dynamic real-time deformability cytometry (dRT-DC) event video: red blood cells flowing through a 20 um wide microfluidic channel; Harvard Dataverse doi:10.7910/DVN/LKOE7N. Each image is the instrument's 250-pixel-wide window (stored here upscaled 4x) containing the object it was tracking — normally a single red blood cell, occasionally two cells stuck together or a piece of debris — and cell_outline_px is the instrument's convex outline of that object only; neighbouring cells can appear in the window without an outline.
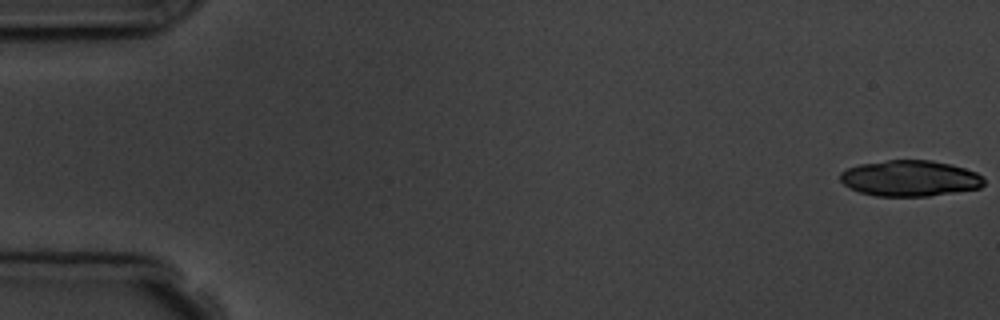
{"species": "common noctule bat (a hibernating species)", "species_latin": "Nyctalus noctula", "temperature_condition": "room temperature", "stored_images_in_passage": 6, "camera_frame_rate_fps": 3000, "um_per_image_px": 0.085, "animal": {"sex": "male", "body_mass_g": 19.5, "forearm_length_mm": 54.6}, "frame": {"image": 1, "passage_image": 1, "time_ms": 0.0, "image_size_px": [1000, 320], "cell_outline_px": [[984, 184], [980, 188], [956, 192], [928, 196], [876, 196], [860, 192], [844, 184], [840, 180], [840, 172], [848, 168], [860, 164], [888, 160], [932, 160], [952, 164], [976, 172], [984, 176]], "centroid_in_image_um": [77.38, 15.15], "position_along_channel_um": 7.6, "area_um2": 30.17}}